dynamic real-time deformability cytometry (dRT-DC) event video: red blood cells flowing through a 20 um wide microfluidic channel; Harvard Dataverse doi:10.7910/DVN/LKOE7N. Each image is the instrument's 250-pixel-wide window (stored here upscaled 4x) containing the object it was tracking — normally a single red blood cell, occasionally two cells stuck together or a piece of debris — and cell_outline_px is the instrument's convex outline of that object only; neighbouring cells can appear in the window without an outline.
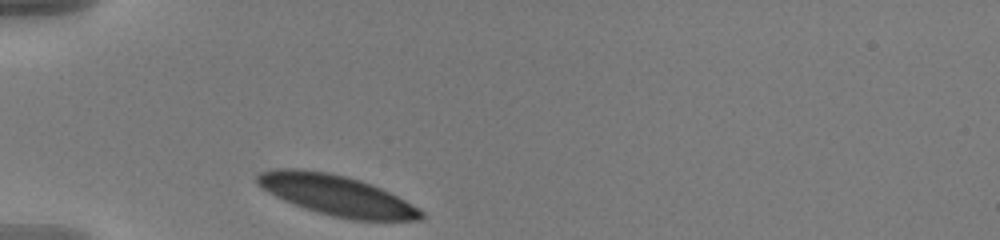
{"species": "human", "species_latin": "Homo sapiens", "temperature_condition": "warm", "stored_images_in_passage": 32, "camera_frame_rate_fps": 3000, "um_per_image_px": 0.085, "donor": {"sex": "male"}, "frame": {"image": 1, "passage_image": 1, "time_ms": 0.0, "image_size_px": [1000, 240], "cell_outline_px": [[424, 216], [420, 220], [352, 220], [332, 216], [304, 208], [292, 204], [268, 192], [256, 184], [256, 176], [260, 172], [272, 168], [296, 168], [328, 172], [360, 180], [372, 184], [404, 200], [424, 212]], "centroid_in_image_um": [28.56, 16.59], "position_along_channel_um": 56.4, "area_um2": 38.44}}
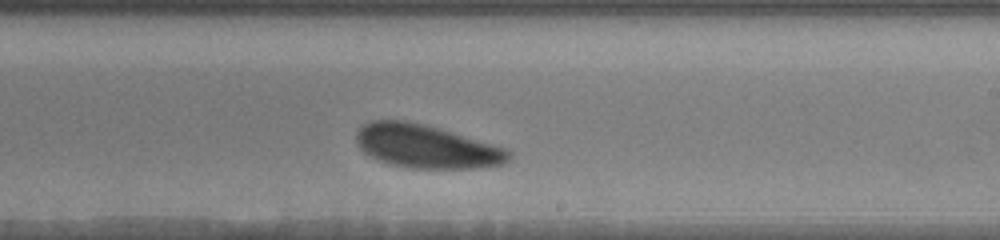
{"frame": {"image": 2, "passage_image": 19, "time_ms": 6.0, "image_size_px": [1000, 240], "cell_outline_px": [[512, 152], [508, 160], [504, 164], [480, 168], [404, 168], [388, 164], [376, 160], [368, 156], [356, 144], [356, 132], [364, 124], [372, 120], [404, 120], [440, 128], [492, 144], [504, 148]], "centroid_in_image_um": [36.19, 12.46], "position_along_channel_um": 252.8, "area_um2": 38.73}}
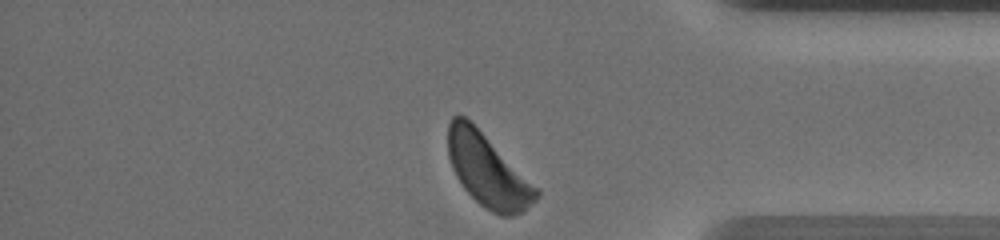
{"frame": {"image": 3, "passage_image": 32, "time_ms": 10.333, "image_size_px": [1000, 240], "cell_outline_px": [[540, 196], [524, 212], [512, 216], [500, 216], [484, 208], [464, 188], [456, 176], [452, 168], [448, 156], [448, 124], [452, 116], [464, 116], [540, 188]], "centroid_in_image_um": [41.49, 14.54], "position_along_channel_um": 393.7, "area_um2": 37.17}, "authors_computed_cell_mechanics": {"area_um2": 38.8127, "velocity_mm_per_s": 3.5344, "shape_relaxation_time_tau1_ms": 1.4633, "shape_relaxation_time_tau2_ms": null, "deformation_change_tau1": 0.0736, "deformation_change_tau2": null}}